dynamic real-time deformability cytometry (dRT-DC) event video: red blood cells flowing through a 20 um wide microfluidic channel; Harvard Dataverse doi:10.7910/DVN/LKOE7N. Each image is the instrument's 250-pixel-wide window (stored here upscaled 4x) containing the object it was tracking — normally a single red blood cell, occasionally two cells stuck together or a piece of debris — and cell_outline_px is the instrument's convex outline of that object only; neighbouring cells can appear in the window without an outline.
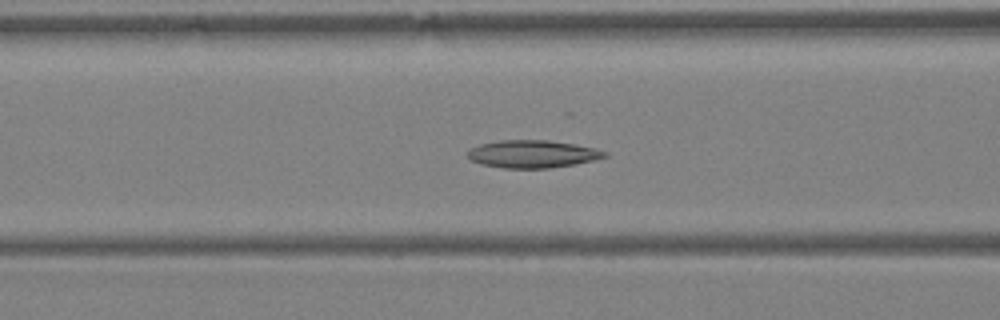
{"species": "Egyptian fruit bat (a non-hibernating species)", "species_latin": "Rousettus aegyptiacus", "temperature_condition": "warm", "stored_images_in_passage": 33, "camera_frame_rate_fps": 3000, "um_per_image_px": 0.085, "animal": {"sex": "female"}, "frame": {"image": 1, "passage_image": 9, "time_ms": 2.667, "image_size_px": [1000, 320], "cell_outline_px": [[608, 156], [576, 164], [548, 168], [504, 168], [480, 164], [472, 160], [468, 156], [468, 152], [472, 148], [480, 144], [500, 140], [548, 140], [596, 148], [608, 152]], "centroid_in_image_um": [45.28, 13.09], "position_along_channel_um": 121.3, "area_um2": 21.91}}
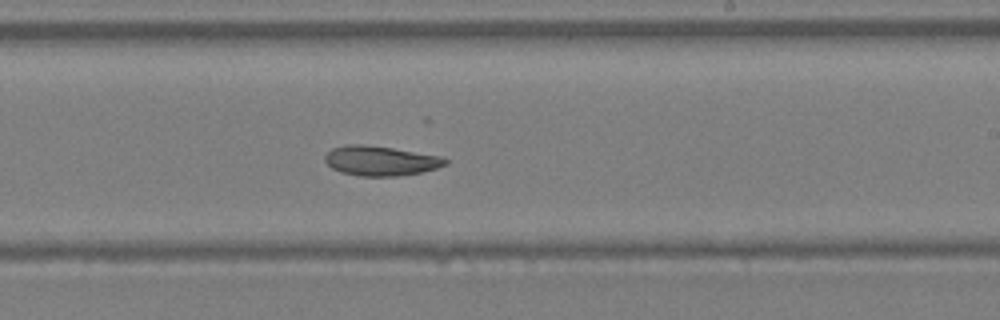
{"frame": {"image": 2, "passage_image": 17, "time_ms": 5.333, "image_size_px": [1000, 320], "cell_outline_px": [[448, 164], [436, 168], [420, 172], [400, 176], [360, 176], [344, 172], [332, 168], [324, 160], [324, 156], [332, 148], [344, 144], [360, 144], [392, 148], [440, 156], [448, 160]], "centroid_in_image_um": [32.33, 13.66], "position_along_channel_um": 256.7, "area_um2": 20.69}}
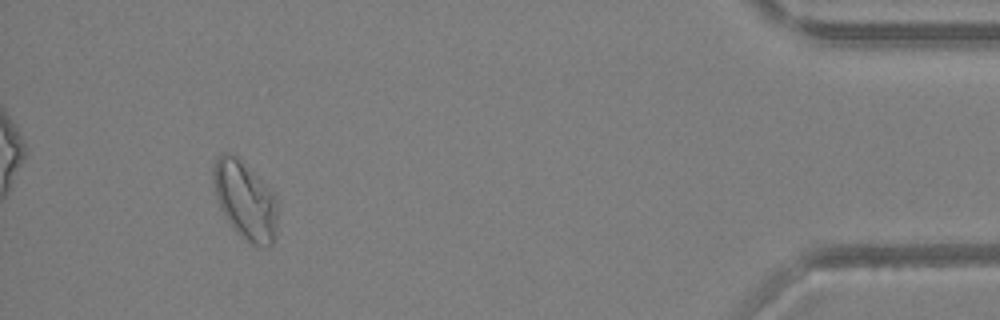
{"frame": {"image": 3, "passage_image": 30, "time_ms": 9.667, "image_size_px": [1000, 320], "cell_outline_px": [[276, 236], [272, 244], [268, 248], [264, 248], [252, 244], [228, 220], [220, 208], [216, 196], [212, 180], [212, 168], [216, 156], [220, 152], [232, 152], [268, 188], [276, 200]], "centroid_in_image_um": [20.8, 16.99], "position_along_channel_um": 414.4, "area_um2": 28.67}}